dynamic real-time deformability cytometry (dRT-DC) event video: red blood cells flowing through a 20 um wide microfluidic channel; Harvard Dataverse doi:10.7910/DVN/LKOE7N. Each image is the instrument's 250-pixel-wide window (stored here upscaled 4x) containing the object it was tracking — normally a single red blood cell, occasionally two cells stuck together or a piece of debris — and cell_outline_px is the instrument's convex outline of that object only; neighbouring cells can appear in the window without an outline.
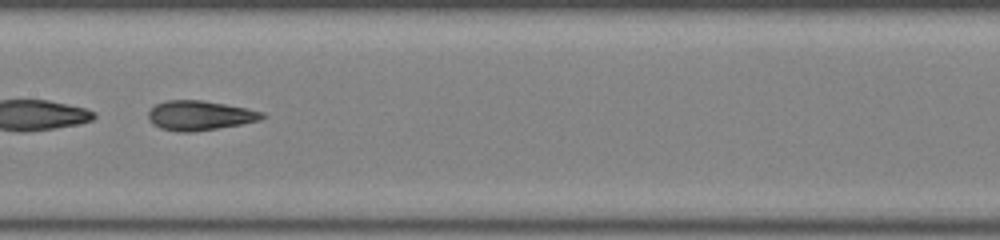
{"species": "common noctule bat (a hibernating species)", "species_latin": "Nyctalus noctula", "temperature_condition": "room temperature", "stored_images_in_passage": 44, "camera_frame_rate_fps": 3000, "um_per_image_px": 0.085, "animal": {"sex": "female", "body_mass_g": 22.0, "forearm_length_mm": 56.7}, "frame": {"image": 1, "passage_image": 22, "time_ms": 7.0, "image_size_px": [1000, 240], "cell_outline_px": [[268, 116], [260, 120], [240, 124], [192, 132], [180, 132], [160, 128], [152, 124], [148, 120], [148, 112], [156, 104], [164, 100], [200, 100], [248, 108], [264, 112]], "centroid_in_image_um": [16.97, 9.81], "position_along_channel_um": 190.4, "area_um2": 19.65}}
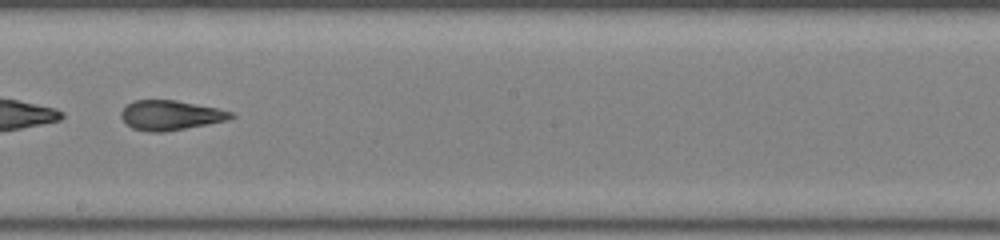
{"frame": {"image": 2, "passage_image": 25, "time_ms": 8.0, "image_size_px": [1000, 240], "cell_outline_px": [[236, 116], [228, 120], [208, 124], [164, 132], [148, 132], [132, 128], [120, 116], [120, 112], [128, 104], [136, 100], [176, 100], [236, 112]], "centroid_in_image_um": [14.53, 9.8], "position_along_channel_um": 233.7, "area_um2": 19.02}}
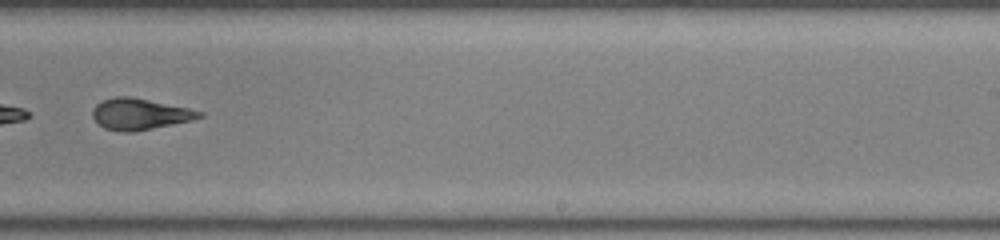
{"frame": {"image": 3, "passage_image": 28, "time_ms": 9.0, "image_size_px": [1000, 240], "cell_outline_px": [[204, 116], [192, 120], [132, 132], [120, 132], [104, 128], [92, 116], [92, 108], [96, 104], [104, 100], [116, 96], [132, 96], [188, 108], [204, 112]], "centroid_in_image_um": [11.87, 9.69], "position_along_channel_um": 277.1, "area_um2": 19.36}}